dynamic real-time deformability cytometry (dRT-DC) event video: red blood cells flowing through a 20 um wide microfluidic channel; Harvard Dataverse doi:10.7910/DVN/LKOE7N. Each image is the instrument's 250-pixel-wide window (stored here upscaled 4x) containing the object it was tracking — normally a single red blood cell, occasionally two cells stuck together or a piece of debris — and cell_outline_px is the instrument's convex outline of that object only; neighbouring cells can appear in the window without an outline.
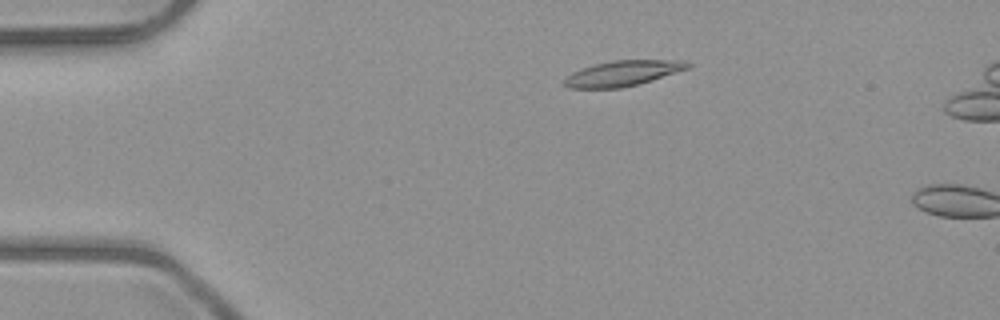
{"species": "common noctule bat (a hibernating species)", "species_latin": "Nyctalus noctula", "temperature_condition": "room temperature", "stored_images_in_passage": 4, "camera_frame_rate_fps": 3000, "um_per_image_px": 0.085, "animal": {"sex": "male", "body_mass_g": 23.1, "forearm_length_mm": 52.7}, "frame": {"image": 1, "passage_image": 3, "time_ms": 2.333, "image_size_px": [1000, 320], "cell_outline_px": [[692, 64], [688, 68], [636, 84], [620, 88], [568, 88], [564, 84], [564, 80], [572, 72], [580, 68], [612, 60], [688, 60]], "centroid_in_image_um": [52.91, 6.22], "position_along_channel_um": 32.1, "area_um2": 17.98}}